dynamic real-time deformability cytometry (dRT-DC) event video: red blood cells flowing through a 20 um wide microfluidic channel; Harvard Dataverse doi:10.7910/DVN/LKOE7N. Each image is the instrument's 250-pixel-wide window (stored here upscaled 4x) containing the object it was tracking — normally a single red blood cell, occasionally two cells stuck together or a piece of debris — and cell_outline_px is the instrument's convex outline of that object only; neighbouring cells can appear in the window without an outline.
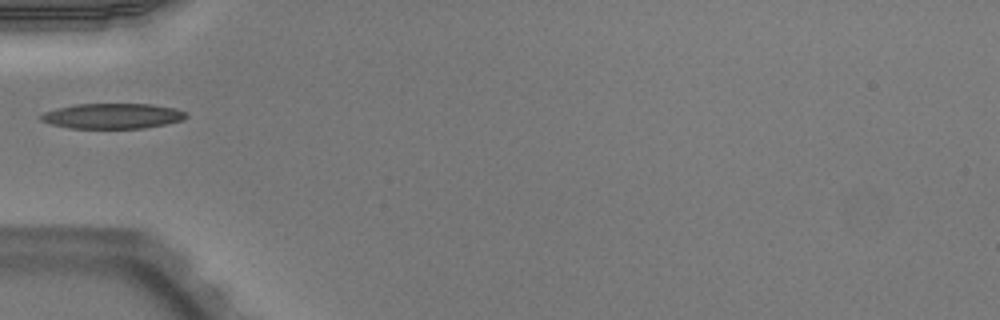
{"species": "Egyptian fruit bat (a non-hibernating species)", "species_latin": "Rousettus aegyptiacus", "temperature_condition": "warm", "stored_images_in_passage": 12, "camera_frame_rate_fps": 3000, "um_per_image_px": 0.085, "animal": {"sex": "male"}, "frame": {"image": 1, "passage_image": 1, "time_ms": 0.0, "image_size_px": [1000, 320], "cell_outline_px": [[188, 116], [184, 120], [144, 128], [68, 128], [52, 124], [40, 120], [40, 116], [44, 112], [56, 108], [76, 104], [152, 104], [176, 108], [188, 112]], "centroid_in_image_um": [9.6, 9.85], "position_along_channel_um": 75.4, "area_um2": 21.5}}
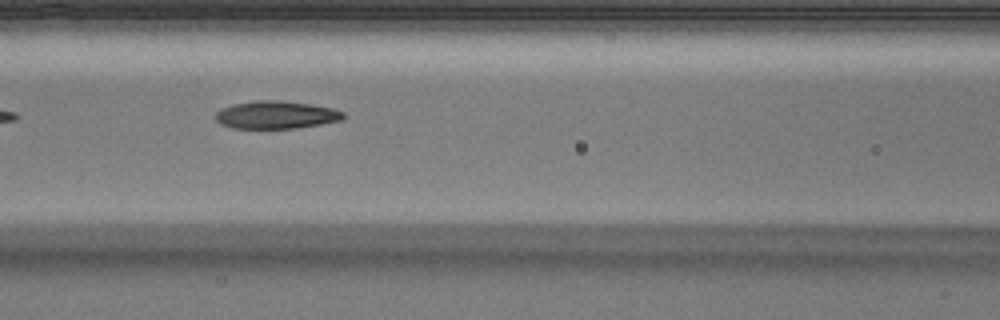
{"frame": {"image": 2, "passage_image": 6, "time_ms": 1.667, "image_size_px": [1000, 320], "cell_outline_px": [[344, 116], [340, 120], [320, 124], [296, 128], [232, 128], [220, 124], [216, 120], [216, 112], [220, 108], [232, 104], [256, 100], [280, 100], [312, 104], [332, 108], [344, 112]], "centroid_in_image_um": [23.43, 9.75], "position_along_channel_um": 143.2, "area_um2": 20.69}}
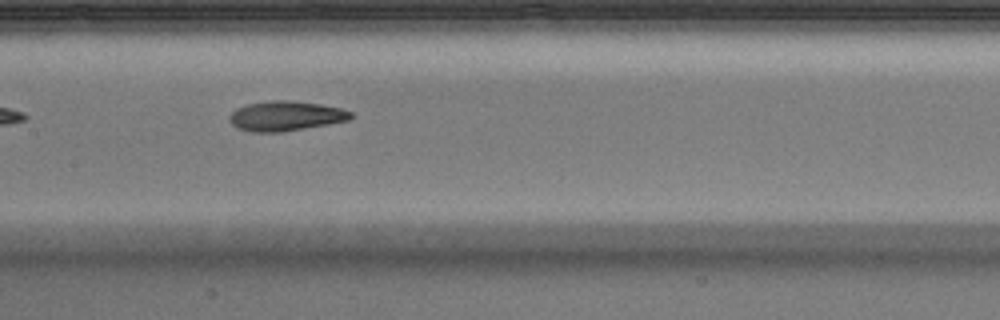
{"frame": {"image": 3, "passage_image": 9, "time_ms": 2.667, "image_size_px": [1000, 320], "cell_outline_px": [[352, 116], [348, 120], [328, 124], [280, 132], [252, 132], [236, 128], [228, 120], [228, 116], [236, 108], [248, 104], [272, 100], [288, 100], [320, 104], [340, 108], [352, 112]], "centroid_in_image_um": [24.23, 9.86], "position_along_channel_um": 183.2, "area_um2": 20.98}}